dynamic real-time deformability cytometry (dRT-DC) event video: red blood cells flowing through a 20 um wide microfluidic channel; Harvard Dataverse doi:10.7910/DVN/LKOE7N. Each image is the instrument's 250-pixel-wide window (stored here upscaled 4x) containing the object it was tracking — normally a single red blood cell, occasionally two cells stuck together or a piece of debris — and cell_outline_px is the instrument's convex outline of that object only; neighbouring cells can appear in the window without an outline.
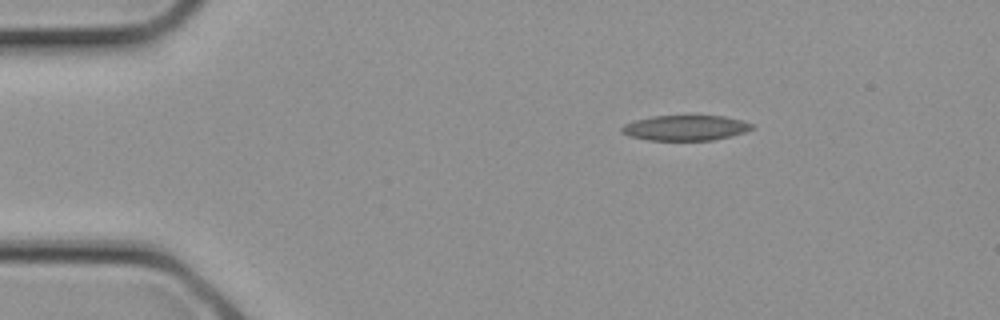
{"species": "common noctule bat (a hibernating species)", "species_latin": "Nyctalus noctula", "temperature_condition": "cold", "stored_images_in_passage": 3, "camera_frame_rate_fps": 3000, "um_per_image_px": 0.085, "animal": {"sex": "female", "body_mass_g": 21.9}, "frame": {"image": 1, "passage_image": 3, "time_ms": 0.667, "image_size_px": [1000, 320], "cell_outline_px": [[756, 128], [732, 136], [712, 140], [648, 140], [628, 136], [620, 132], [620, 128], [624, 124], [636, 120], [652, 116], [724, 116], [756, 124]], "centroid_in_image_um": [58.28, 10.87], "position_along_channel_um": 26.7, "area_um2": 19.31}}